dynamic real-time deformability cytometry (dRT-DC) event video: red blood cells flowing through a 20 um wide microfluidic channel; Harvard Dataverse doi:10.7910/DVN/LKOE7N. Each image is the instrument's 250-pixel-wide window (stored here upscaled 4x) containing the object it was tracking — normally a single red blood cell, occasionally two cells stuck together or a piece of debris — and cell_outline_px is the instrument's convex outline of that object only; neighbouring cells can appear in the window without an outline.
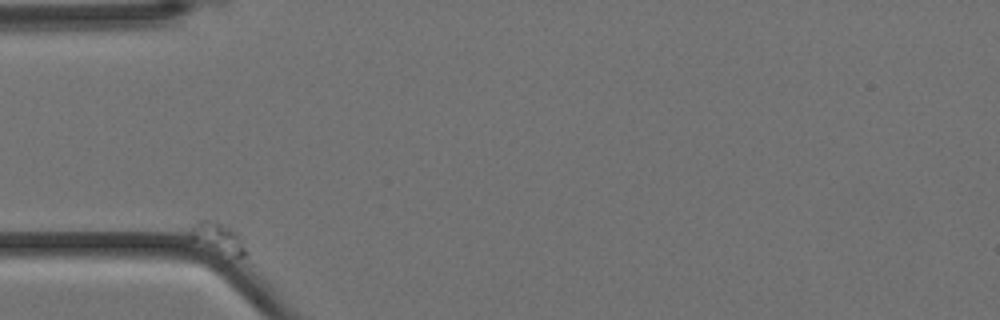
{"species": "Egyptian fruit bat (a non-hibernating species)", "species_latin": "Rousettus aegyptiacus", "temperature_condition": "cold", "stored_images_in_passage": 14, "camera_frame_rate_fps": 3000, "um_per_image_px": 0.085, "animal": {"sex": "female"}, "frame": {"image": 1, "passage_image": 1, "time_ms": 0.0, "image_size_px": [1000, 320], "cell_outline_px": [[248, 252], [244, 256], [228, 260], [192, 240], [188, 236], [188, 232], [192, 224], [200, 220], [212, 220], [232, 228], [240, 232], [244, 236]], "centroid_in_image_um": [18.6, 20.3], "position_along_channel_um": 66.4, "area_um2": 11.1}}